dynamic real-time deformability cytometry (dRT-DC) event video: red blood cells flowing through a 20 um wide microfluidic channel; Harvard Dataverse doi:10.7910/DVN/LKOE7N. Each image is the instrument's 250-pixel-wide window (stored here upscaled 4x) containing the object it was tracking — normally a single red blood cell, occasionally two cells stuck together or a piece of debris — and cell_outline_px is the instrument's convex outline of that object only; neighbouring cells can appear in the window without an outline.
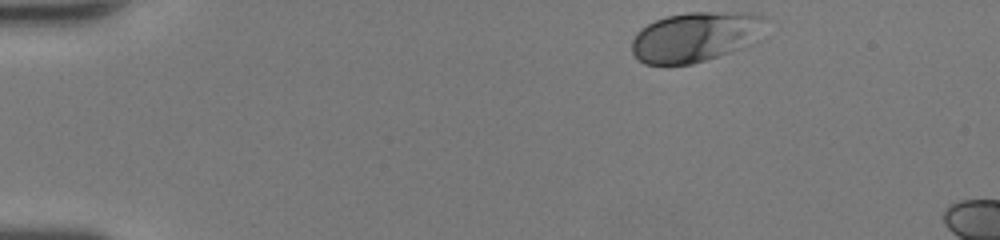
{"species": "human", "species_latin": "Homo sapiens", "temperature_condition": "room temperature", "stored_images_in_passage": 8, "camera_frame_rate_fps": 3000, "um_per_image_px": 0.085, "donor": {"sex": "female"}, "frame": {"image": 1, "passage_image": 1, "time_ms": 0.0, "image_size_px": [1000, 240], "cell_outline_px": [[764, 40], [692, 64], [644, 64], [632, 52], [632, 40], [636, 32], [640, 28], [656, 20], [668, 16], [688, 12], [760, 12], [764, 16]], "centroid_in_image_um": [59.2, 3.11], "position_along_channel_um": 25.8, "area_um2": 39.36}}